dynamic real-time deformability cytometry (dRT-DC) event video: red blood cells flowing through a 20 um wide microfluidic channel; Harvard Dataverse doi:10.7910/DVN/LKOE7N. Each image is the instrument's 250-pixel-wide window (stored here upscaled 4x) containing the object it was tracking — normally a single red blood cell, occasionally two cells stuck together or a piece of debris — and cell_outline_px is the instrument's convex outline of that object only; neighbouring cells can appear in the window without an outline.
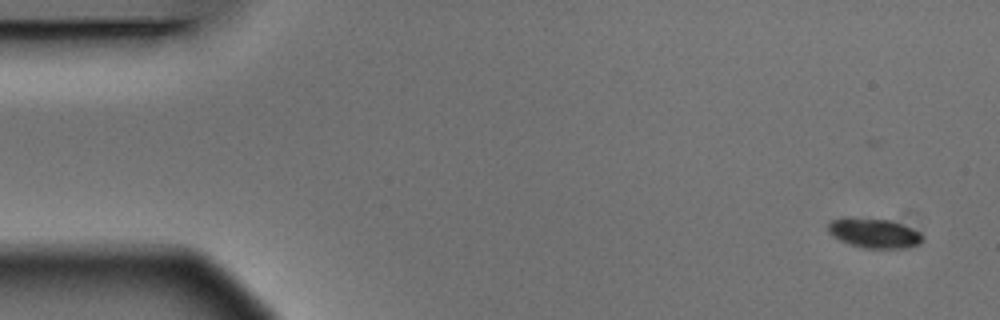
{"species": "Egyptian fruit bat (a non-hibernating species)", "species_latin": "Rousettus aegyptiacus", "temperature_condition": "warm", "stored_images_in_passage": 6, "segment_of_instrument_passage": [1, 2], "camera_frame_rate_fps": 3000, "um_per_image_px": 0.085, "animal": {"sex": "male"}, "frame": {"image": 1, "passage_image": 1, "time_ms": 0.0, "image_size_px": [1000, 320], "cell_outline_px": [[924, 240], [920, 244], [908, 248], [864, 248], [840, 240], [832, 236], [828, 232], [828, 224], [832, 220], [844, 216], [852, 216], [892, 220], [912, 228], [920, 232], [924, 236]], "centroid_in_image_um": [74.31, 19.79], "position_along_channel_um": 10.7, "area_um2": 16.76}}
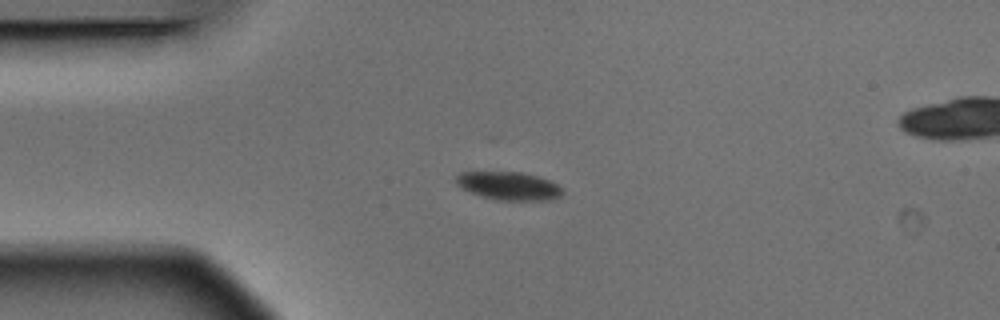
{"frame": {"image": 2, "passage_image": 4, "time_ms": 1.0, "image_size_px": [1000, 320], "cell_outline_px": [[564, 192], [560, 196], [552, 200], [496, 200], [472, 192], [456, 184], [456, 176], [460, 172], [520, 172], [536, 176], [548, 180], [556, 184]], "centroid_in_image_um": [43.26, 15.8], "position_along_channel_um": 41.7, "area_um2": 17.17}}